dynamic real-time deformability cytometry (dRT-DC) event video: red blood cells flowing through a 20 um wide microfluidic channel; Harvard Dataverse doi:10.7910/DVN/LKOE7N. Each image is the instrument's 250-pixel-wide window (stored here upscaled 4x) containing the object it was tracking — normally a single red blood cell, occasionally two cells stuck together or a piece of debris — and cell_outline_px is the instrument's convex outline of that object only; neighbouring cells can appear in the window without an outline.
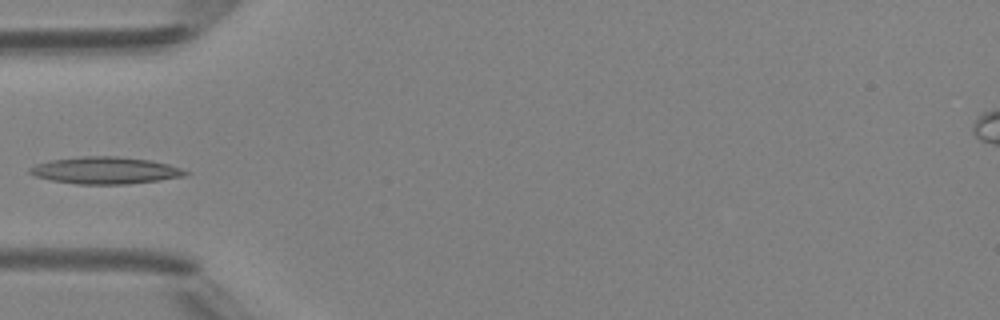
{"species": "Egyptian fruit bat (a non-hibernating species)", "species_latin": "Rousettus aegyptiacus", "temperature_condition": "room temperature", "stored_images_in_passage": 4, "camera_frame_rate_fps": 3000, "um_per_image_px": 0.085, "animal": {"sex": "female"}, "frame": {"image": 1, "passage_image": 4, "time_ms": 4.333, "image_size_px": [1000, 320], "cell_outline_px": [[192, 172], [184, 176], [156, 180], [124, 184], [76, 184], [52, 180], [36, 176], [28, 172], [28, 168], [36, 164], [48, 160], [84, 156], [116, 156], [152, 160], [168, 164]], "centroid_in_image_um": [8.93, 14.47], "position_along_channel_um": 76.1, "area_um2": 24.39}}